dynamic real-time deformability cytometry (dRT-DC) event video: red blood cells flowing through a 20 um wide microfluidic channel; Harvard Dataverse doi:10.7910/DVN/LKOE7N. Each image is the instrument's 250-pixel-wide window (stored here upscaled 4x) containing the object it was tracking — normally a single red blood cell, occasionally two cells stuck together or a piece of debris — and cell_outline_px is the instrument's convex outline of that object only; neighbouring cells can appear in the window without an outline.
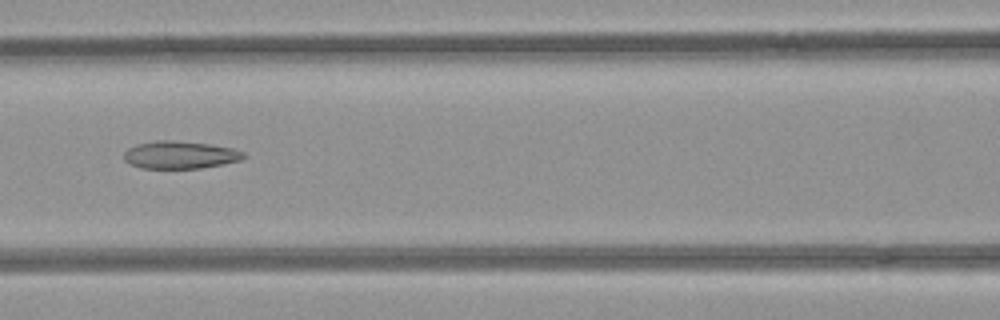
{"species": "common noctule bat (a hibernating species)", "species_latin": "Nyctalus noctula", "temperature_condition": "room temperature", "stored_images_in_passage": 7, "camera_frame_rate_fps": 3000, "um_per_image_px": 0.085, "animal": {"sex": "female", "body_mass_g": 21.9}, "frame": {"image": 1, "passage_image": 7, "time_ms": 2.0, "image_size_px": [1000, 320], "cell_outline_px": [[244, 156], [240, 160], [200, 168], [140, 168], [124, 160], [124, 152], [128, 148], [136, 144], [156, 140], [172, 140], [208, 144], [232, 148], [244, 152]], "centroid_in_image_um": [15.25, 13.16], "position_along_channel_um": 151.3, "area_um2": 19.02}}